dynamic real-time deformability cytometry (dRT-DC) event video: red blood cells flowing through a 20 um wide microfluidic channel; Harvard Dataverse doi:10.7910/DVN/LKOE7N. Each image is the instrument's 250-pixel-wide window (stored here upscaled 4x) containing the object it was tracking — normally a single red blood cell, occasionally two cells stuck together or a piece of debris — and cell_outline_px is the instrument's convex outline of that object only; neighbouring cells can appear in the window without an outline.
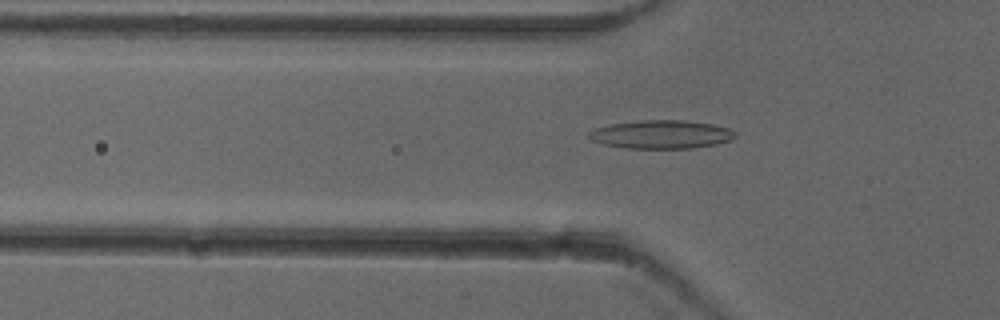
{"species": "common noctule bat (a hibernating species)", "species_latin": "Nyctalus noctula", "temperature_condition": "cold", "stored_images_in_passage": 38, "camera_frame_rate_fps": 3000, "um_per_image_px": 0.085, "animal": {"sex": "female"}, "frame": {"image": 1, "passage_image": 3, "time_ms": 0.667, "image_size_px": [1000, 320], "cell_outline_px": [[736, 136], [728, 140], [716, 144], [692, 148], [624, 148], [604, 144], [592, 140], [588, 136], [588, 132], [596, 128], [612, 124], [640, 120], [688, 120], [712, 124], [728, 128], [736, 132]], "centroid_in_image_um": [56.21, 11.42], "position_along_channel_um": 69.6, "area_um2": 24.1}}
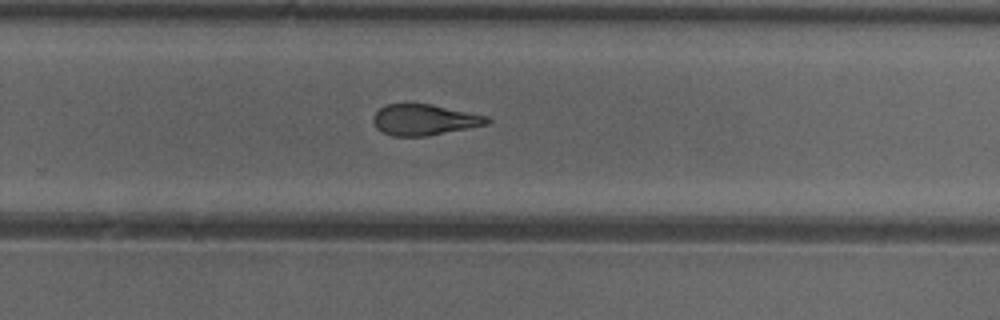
{"frame": {"image": 2, "passage_image": 20, "time_ms": 6.333, "image_size_px": [1000, 320], "cell_outline_px": [[492, 120], [488, 124], [424, 136], [392, 136], [380, 132], [376, 128], [372, 120], [372, 116], [384, 104], [432, 104], [488, 116]], "centroid_in_image_um": [36.03, 10.17], "position_along_channel_um": 293.8, "area_um2": 20.52}}
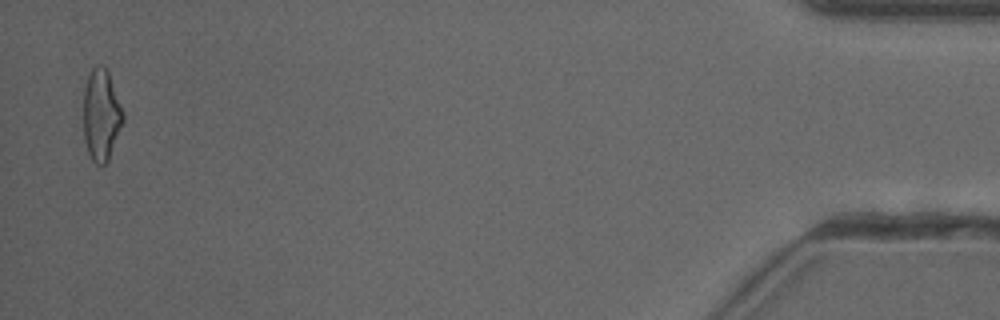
{"frame": {"image": 3, "passage_image": 37, "time_ms": 12.0, "image_size_px": [1000, 320], "cell_outline_px": [[124, 120], [108, 160], [104, 164], [96, 164], [92, 160], [88, 152], [84, 140], [84, 88], [88, 76], [92, 68], [96, 64], [104, 64], [108, 72], [124, 112]], "centroid_in_image_um": [8.61, 9.75], "position_along_channel_um": 426.6, "area_um2": 21.1}, "authors_computed_cell_mechanics": {"area_um2": 21.2415, "velocity_mm_per_s": 3.9443, "shape_relaxation_time_tau1_ms": 10.7645, "shape_relaxation_time_tau2_ms": 2.802, "deformation_change_tau1": 0.2458, "deformation_change_tau2": 0.1153}}